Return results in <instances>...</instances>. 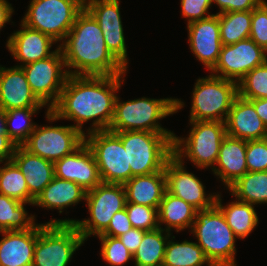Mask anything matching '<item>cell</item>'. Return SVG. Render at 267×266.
Listing matches in <instances>:
<instances>
[{"instance_id":"obj_47","label":"cell","mask_w":267,"mask_h":266,"mask_svg":"<svg viewBox=\"0 0 267 266\" xmlns=\"http://www.w3.org/2000/svg\"><path fill=\"white\" fill-rule=\"evenodd\" d=\"M248 100L253 103L255 111L267 127V98Z\"/></svg>"},{"instance_id":"obj_36","label":"cell","mask_w":267,"mask_h":266,"mask_svg":"<svg viewBox=\"0 0 267 266\" xmlns=\"http://www.w3.org/2000/svg\"><path fill=\"white\" fill-rule=\"evenodd\" d=\"M237 90L245 99L267 98V61L248 72L237 83Z\"/></svg>"},{"instance_id":"obj_12","label":"cell","mask_w":267,"mask_h":266,"mask_svg":"<svg viewBox=\"0 0 267 266\" xmlns=\"http://www.w3.org/2000/svg\"><path fill=\"white\" fill-rule=\"evenodd\" d=\"M17 66L24 70L33 94L50 110L58 101L69 76L67 68L63 72L65 62L60 47L50 57Z\"/></svg>"},{"instance_id":"obj_6","label":"cell","mask_w":267,"mask_h":266,"mask_svg":"<svg viewBox=\"0 0 267 266\" xmlns=\"http://www.w3.org/2000/svg\"><path fill=\"white\" fill-rule=\"evenodd\" d=\"M89 219L50 220L48 224H74L84 241L91 235H101L110 224L113 215L125 208L127 198L123 184L101 182L95 188L86 191Z\"/></svg>"},{"instance_id":"obj_33","label":"cell","mask_w":267,"mask_h":266,"mask_svg":"<svg viewBox=\"0 0 267 266\" xmlns=\"http://www.w3.org/2000/svg\"><path fill=\"white\" fill-rule=\"evenodd\" d=\"M0 194L33 205L35 199L29 194L25 176L13 160L0 167Z\"/></svg>"},{"instance_id":"obj_16","label":"cell","mask_w":267,"mask_h":266,"mask_svg":"<svg viewBox=\"0 0 267 266\" xmlns=\"http://www.w3.org/2000/svg\"><path fill=\"white\" fill-rule=\"evenodd\" d=\"M120 0H84V7L98 22L107 49L127 69V48L121 21Z\"/></svg>"},{"instance_id":"obj_11","label":"cell","mask_w":267,"mask_h":266,"mask_svg":"<svg viewBox=\"0 0 267 266\" xmlns=\"http://www.w3.org/2000/svg\"><path fill=\"white\" fill-rule=\"evenodd\" d=\"M85 143L95 157L103 183L124 185L131 179L127 151L114 132L109 130L89 132L85 135Z\"/></svg>"},{"instance_id":"obj_18","label":"cell","mask_w":267,"mask_h":266,"mask_svg":"<svg viewBox=\"0 0 267 266\" xmlns=\"http://www.w3.org/2000/svg\"><path fill=\"white\" fill-rule=\"evenodd\" d=\"M189 48L210 71L216 65L222 48L219 15L187 24Z\"/></svg>"},{"instance_id":"obj_38","label":"cell","mask_w":267,"mask_h":266,"mask_svg":"<svg viewBox=\"0 0 267 266\" xmlns=\"http://www.w3.org/2000/svg\"><path fill=\"white\" fill-rule=\"evenodd\" d=\"M101 241V256L110 266H123L133 260V255L118 237L99 235Z\"/></svg>"},{"instance_id":"obj_19","label":"cell","mask_w":267,"mask_h":266,"mask_svg":"<svg viewBox=\"0 0 267 266\" xmlns=\"http://www.w3.org/2000/svg\"><path fill=\"white\" fill-rule=\"evenodd\" d=\"M44 105L31 91L22 67L0 66V108L3 111L17 108H42Z\"/></svg>"},{"instance_id":"obj_2","label":"cell","mask_w":267,"mask_h":266,"mask_svg":"<svg viewBox=\"0 0 267 266\" xmlns=\"http://www.w3.org/2000/svg\"><path fill=\"white\" fill-rule=\"evenodd\" d=\"M66 38L59 47L65 68H69L68 75L115 76L127 72L107 49L98 22L85 7L76 16ZM72 68L76 70L71 71Z\"/></svg>"},{"instance_id":"obj_30","label":"cell","mask_w":267,"mask_h":266,"mask_svg":"<svg viewBox=\"0 0 267 266\" xmlns=\"http://www.w3.org/2000/svg\"><path fill=\"white\" fill-rule=\"evenodd\" d=\"M237 200L255 204L267 203V171L247 172L229 188Z\"/></svg>"},{"instance_id":"obj_43","label":"cell","mask_w":267,"mask_h":266,"mask_svg":"<svg viewBox=\"0 0 267 266\" xmlns=\"http://www.w3.org/2000/svg\"><path fill=\"white\" fill-rule=\"evenodd\" d=\"M263 0H212L219 6V12L250 11L255 9Z\"/></svg>"},{"instance_id":"obj_26","label":"cell","mask_w":267,"mask_h":266,"mask_svg":"<svg viewBox=\"0 0 267 266\" xmlns=\"http://www.w3.org/2000/svg\"><path fill=\"white\" fill-rule=\"evenodd\" d=\"M86 190L73 181L53 177L52 181L36 197L34 204L48 209H58L62 213L64 208L76 205L85 200Z\"/></svg>"},{"instance_id":"obj_14","label":"cell","mask_w":267,"mask_h":266,"mask_svg":"<svg viewBox=\"0 0 267 266\" xmlns=\"http://www.w3.org/2000/svg\"><path fill=\"white\" fill-rule=\"evenodd\" d=\"M266 61V50L247 38L235 44L222 45L211 74L238 83L248 72Z\"/></svg>"},{"instance_id":"obj_25","label":"cell","mask_w":267,"mask_h":266,"mask_svg":"<svg viewBox=\"0 0 267 266\" xmlns=\"http://www.w3.org/2000/svg\"><path fill=\"white\" fill-rule=\"evenodd\" d=\"M128 203L159 208L167 191L164 169L149 175L133 176L124 184Z\"/></svg>"},{"instance_id":"obj_15","label":"cell","mask_w":267,"mask_h":266,"mask_svg":"<svg viewBox=\"0 0 267 266\" xmlns=\"http://www.w3.org/2000/svg\"><path fill=\"white\" fill-rule=\"evenodd\" d=\"M183 164V159H178L174 154L167 160L164 167L167 192L184 200L197 211L212 208L217 194L207 196L200 179L187 172Z\"/></svg>"},{"instance_id":"obj_27","label":"cell","mask_w":267,"mask_h":266,"mask_svg":"<svg viewBox=\"0 0 267 266\" xmlns=\"http://www.w3.org/2000/svg\"><path fill=\"white\" fill-rule=\"evenodd\" d=\"M196 209L184 200L165 192L158 208V224H165V231L170 232L171 228L177 232L185 228H192L196 218Z\"/></svg>"},{"instance_id":"obj_32","label":"cell","mask_w":267,"mask_h":266,"mask_svg":"<svg viewBox=\"0 0 267 266\" xmlns=\"http://www.w3.org/2000/svg\"><path fill=\"white\" fill-rule=\"evenodd\" d=\"M219 15V30L222 45L235 44L249 38L252 10L225 12Z\"/></svg>"},{"instance_id":"obj_48","label":"cell","mask_w":267,"mask_h":266,"mask_svg":"<svg viewBox=\"0 0 267 266\" xmlns=\"http://www.w3.org/2000/svg\"><path fill=\"white\" fill-rule=\"evenodd\" d=\"M5 113L0 108V131H5Z\"/></svg>"},{"instance_id":"obj_9","label":"cell","mask_w":267,"mask_h":266,"mask_svg":"<svg viewBox=\"0 0 267 266\" xmlns=\"http://www.w3.org/2000/svg\"><path fill=\"white\" fill-rule=\"evenodd\" d=\"M83 8L84 0H31L21 22L63 42Z\"/></svg>"},{"instance_id":"obj_42","label":"cell","mask_w":267,"mask_h":266,"mask_svg":"<svg viewBox=\"0 0 267 266\" xmlns=\"http://www.w3.org/2000/svg\"><path fill=\"white\" fill-rule=\"evenodd\" d=\"M132 228L126 209L116 212L108 225V228L101 234L111 237H119Z\"/></svg>"},{"instance_id":"obj_10","label":"cell","mask_w":267,"mask_h":266,"mask_svg":"<svg viewBox=\"0 0 267 266\" xmlns=\"http://www.w3.org/2000/svg\"><path fill=\"white\" fill-rule=\"evenodd\" d=\"M83 243L74 224H38L32 266H67Z\"/></svg>"},{"instance_id":"obj_13","label":"cell","mask_w":267,"mask_h":266,"mask_svg":"<svg viewBox=\"0 0 267 266\" xmlns=\"http://www.w3.org/2000/svg\"><path fill=\"white\" fill-rule=\"evenodd\" d=\"M85 142V134L70 126H37L21 145L29 153L51 162L71 154Z\"/></svg>"},{"instance_id":"obj_45","label":"cell","mask_w":267,"mask_h":266,"mask_svg":"<svg viewBox=\"0 0 267 266\" xmlns=\"http://www.w3.org/2000/svg\"><path fill=\"white\" fill-rule=\"evenodd\" d=\"M16 144L8 137L5 131H0V163L12 160Z\"/></svg>"},{"instance_id":"obj_17","label":"cell","mask_w":267,"mask_h":266,"mask_svg":"<svg viewBox=\"0 0 267 266\" xmlns=\"http://www.w3.org/2000/svg\"><path fill=\"white\" fill-rule=\"evenodd\" d=\"M54 176L73 181L86 191L102 182L95 157L85 142L71 154L54 162Z\"/></svg>"},{"instance_id":"obj_39","label":"cell","mask_w":267,"mask_h":266,"mask_svg":"<svg viewBox=\"0 0 267 266\" xmlns=\"http://www.w3.org/2000/svg\"><path fill=\"white\" fill-rule=\"evenodd\" d=\"M245 157L249 172L267 171V138L246 141Z\"/></svg>"},{"instance_id":"obj_5","label":"cell","mask_w":267,"mask_h":266,"mask_svg":"<svg viewBox=\"0 0 267 266\" xmlns=\"http://www.w3.org/2000/svg\"><path fill=\"white\" fill-rule=\"evenodd\" d=\"M191 230L197 237V244L213 266H236L237 237L216 205L210 209L196 211Z\"/></svg>"},{"instance_id":"obj_40","label":"cell","mask_w":267,"mask_h":266,"mask_svg":"<svg viewBox=\"0 0 267 266\" xmlns=\"http://www.w3.org/2000/svg\"><path fill=\"white\" fill-rule=\"evenodd\" d=\"M249 38L258 46L267 50V2L265 0L252 10Z\"/></svg>"},{"instance_id":"obj_35","label":"cell","mask_w":267,"mask_h":266,"mask_svg":"<svg viewBox=\"0 0 267 266\" xmlns=\"http://www.w3.org/2000/svg\"><path fill=\"white\" fill-rule=\"evenodd\" d=\"M39 109L41 108H17L4 111L5 132L16 146H21L34 131L36 124L31 122V116Z\"/></svg>"},{"instance_id":"obj_37","label":"cell","mask_w":267,"mask_h":266,"mask_svg":"<svg viewBox=\"0 0 267 266\" xmlns=\"http://www.w3.org/2000/svg\"><path fill=\"white\" fill-rule=\"evenodd\" d=\"M125 209L132 227L144 231L159 228L157 208L126 202Z\"/></svg>"},{"instance_id":"obj_34","label":"cell","mask_w":267,"mask_h":266,"mask_svg":"<svg viewBox=\"0 0 267 266\" xmlns=\"http://www.w3.org/2000/svg\"><path fill=\"white\" fill-rule=\"evenodd\" d=\"M25 204L0 194V231L28 230L35 225V217H29Z\"/></svg>"},{"instance_id":"obj_46","label":"cell","mask_w":267,"mask_h":266,"mask_svg":"<svg viewBox=\"0 0 267 266\" xmlns=\"http://www.w3.org/2000/svg\"><path fill=\"white\" fill-rule=\"evenodd\" d=\"M13 12L14 10L10 3L6 0H0V30L10 21Z\"/></svg>"},{"instance_id":"obj_23","label":"cell","mask_w":267,"mask_h":266,"mask_svg":"<svg viewBox=\"0 0 267 266\" xmlns=\"http://www.w3.org/2000/svg\"><path fill=\"white\" fill-rule=\"evenodd\" d=\"M246 141L226 135L220 145L218 158L212 171L229 188L248 172Z\"/></svg>"},{"instance_id":"obj_41","label":"cell","mask_w":267,"mask_h":266,"mask_svg":"<svg viewBox=\"0 0 267 266\" xmlns=\"http://www.w3.org/2000/svg\"><path fill=\"white\" fill-rule=\"evenodd\" d=\"M210 6L212 0H181L182 16L188 18V24L206 19L211 16L208 12Z\"/></svg>"},{"instance_id":"obj_24","label":"cell","mask_w":267,"mask_h":266,"mask_svg":"<svg viewBox=\"0 0 267 266\" xmlns=\"http://www.w3.org/2000/svg\"><path fill=\"white\" fill-rule=\"evenodd\" d=\"M12 160L25 176L29 194L36 199L52 181L54 177V163L29 153L22 146H16Z\"/></svg>"},{"instance_id":"obj_22","label":"cell","mask_w":267,"mask_h":266,"mask_svg":"<svg viewBox=\"0 0 267 266\" xmlns=\"http://www.w3.org/2000/svg\"><path fill=\"white\" fill-rule=\"evenodd\" d=\"M0 266H32L38 224L28 230L0 231Z\"/></svg>"},{"instance_id":"obj_29","label":"cell","mask_w":267,"mask_h":266,"mask_svg":"<svg viewBox=\"0 0 267 266\" xmlns=\"http://www.w3.org/2000/svg\"><path fill=\"white\" fill-rule=\"evenodd\" d=\"M161 228L146 231L139 247L133 254L135 266H162L164 253L171 233Z\"/></svg>"},{"instance_id":"obj_8","label":"cell","mask_w":267,"mask_h":266,"mask_svg":"<svg viewBox=\"0 0 267 266\" xmlns=\"http://www.w3.org/2000/svg\"><path fill=\"white\" fill-rule=\"evenodd\" d=\"M192 94L190 121L225 122L238 95L237 83L210 74L197 80Z\"/></svg>"},{"instance_id":"obj_1","label":"cell","mask_w":267,"mask_h":266,"mask_svg":"<svg viewBox=\"0 0 267 266\" xmlns=\"http://www.w3.org/2000/svg\"><path fill=\"white\" fill-rule=\"evenodd\" d=\"M122 75H69L56 104L46 112L48 121L59 119L75 121L82 130L85 122L93 119L89 132L109 130L114 115L115 94L124 82Z\"/></svg>"},{"instance_id":"obj_7","label":"cell","mask_w":267,"mask_h":266,"mask_svg":"<svg viewBox=\"0 0 267 266\" xmlns=\"http://www.w3.org/2000/svg\"><path fill=\"white\" fill-rule=\"evenodd\" d=\"M190 124L192 128L186 139L174 135V156L178 159L187 157L199 168L207 169L212 166L213 169L221 142L227 135L225 122L190 121Z\"/></svg>"},{"instance_id":"obj_20","label":"cell","mask_w":267,"mask_h":266,"mask_svg":"<svg viewBox=\"0 0 267 266\" xmlns=\"http://www.w3.org/2000/svg\"><path fill=\"white\" fill-rule=\"evenodd\" d=\"M227 135L245 141L267 138V127L255 111L253 103L236 96L225 120Z\"/></svg>"},{"instance_id":"obj_4","label":"cell","mask_w":267,"mask_h":266,"mask_svg":"<svg viewBox=\"0 0 267 266\" xmlns=\"http://www.w3.org/2000/svg\"><path fill=\"white\" fill-rule=\"evenodd\" d=\"M114 133L121 139L127 151L131 178L163 170L167 160L173 155L174 133L137 130Z\"/></svg>"},{"instance_id":"obj_28","label":"cell","mask_w":267,"mask_h":266,"mask_svg":"<svg viewBox=\"0 0 267 266\" xmlns=\"http://www.w3.org/2000/svg\"><path fill=\"white\" fill-rule=\"evenodd\" d=\"M221 195L216 196L215 205L223 213L227 224L239 239L247 237L258 225V216L254 206L250 203L242 201H234L223 206L221 203Z\"/></svg>"},{"instance_id":"obj_31","label":"cell","mask_w":267,"mask_h":266,"mask_svg":"<svg viewBox=\"0 0 267 266\" xmlns=\"http://www.w3.org/2000/svg\"><path fill=\"white\" fill-rule=\"evenodd\" d=\"M213 266L206 258L202 248L195 242L167 241L162 266Z\"/></svg>"},{"instance_id":"obj_3","label":"cell","mask_w":267,"mask_h":266,"mask_svg":"<svg viewBox=\"0 0 267 266\" xmlns=\"http://www.w3.org/2000/svg\"><path fill=\"white\" fill-rule=\"evenodd\" d=\"M184 107L179 99L139 98L121 102L117 96L114 115L109 127L111 132L122 131H148L153 133H172L162 128L158 120L177 113Z\"/></svg>"},{"instance_id":"obj_21","label":"cell","mask_w":267,"mask_h":266,"mask_svg":"<svg viewBox=\"0 0 267 266\" xmlns=\"http://www.w3.org/2000/svg\"><path fill=\"white\" fill-rule=\"evenodd\" d=\"M20 30L12 33L8 38L6 47L12 56L20 63L26 65L50 57L52 44L56 43L50 36L32 29L21 22Z\"/></svg>"},{"instance_id":"obj_44","label":"cell","mask_w":267,"mask_h":266,"mask_svg":"<svg viewBox=\"0 0 267 266\" xmlns=\"http://www.w3.org/2000/svg\"><path fill=\"white\" fill-rule=\"evenodd\" d=\"M145 232L144 230L132 227L128 232L120 235L118 238L133 255L143 240Z\"/></svg>"}]
</instances>
